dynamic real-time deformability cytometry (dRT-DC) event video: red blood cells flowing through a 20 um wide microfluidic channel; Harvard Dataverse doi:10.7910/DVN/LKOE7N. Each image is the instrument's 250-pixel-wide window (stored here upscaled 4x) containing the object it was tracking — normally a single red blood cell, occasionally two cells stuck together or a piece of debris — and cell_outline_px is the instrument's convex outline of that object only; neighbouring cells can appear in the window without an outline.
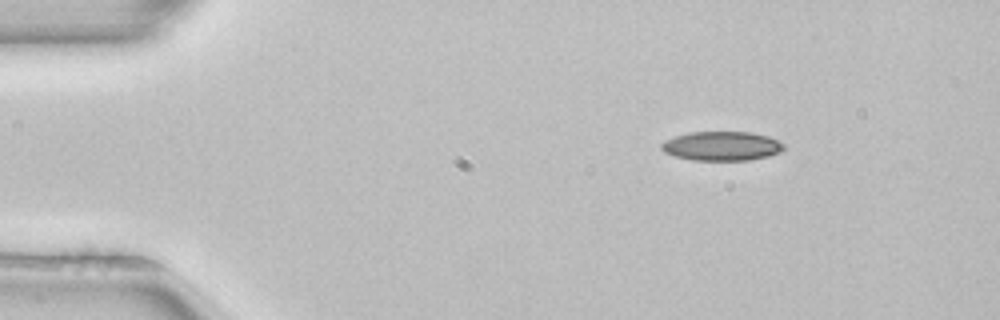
{"species": "common noctule bat (a hibernating species)", "species_latin": "Nyctalus noctula", "temperature_condition": "room temperature", "stored_images_in_passage": 45, "camera_frame_rate_fps": 3000, "um_per_image_px": 0.085, "animal": {"sex": "female", "body_mass_g": 22.7, "forearm_length_mm": 54.2}, "frame": {"image": 1, "passage_image": 1, "time_ms": 0.0, "image_size_px": [1000, 320], "cell_outline_px": [[784, 148], [780, 152], [768, 156], [748, 160], [692, 160], [676, 156], [664, 152], [660, 148], [660, 144], [664, 140], [688, 132], [752, 132], [768, 136], [784, 144]], "centroid_in_image_um": [61.33, 12.41], "position_along_channel_um": 23.7, "area_um2": 20.81}}
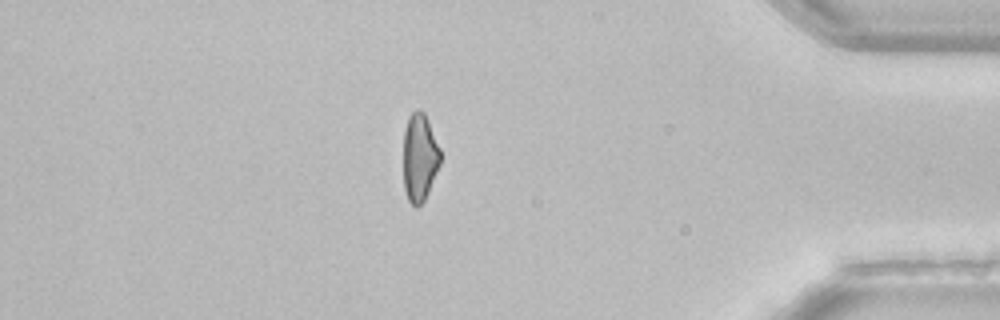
{"frame": {"image": 2, "passage_image": 38, "time_ms": 12.333, "image_size_px": [1000, 320], "cell_outline_px": [[440, 164], [428, 192], [424, 200], [416, 208], [408, 200], [404, 188], [404, 128], [408, 116], [416, 108], [424, 112], [428, 120], [440, 148]], "centroid_in_image_um": [35.66, 13.35], "position_along_channel_um": 399.5, "area_um2": 18.96}}
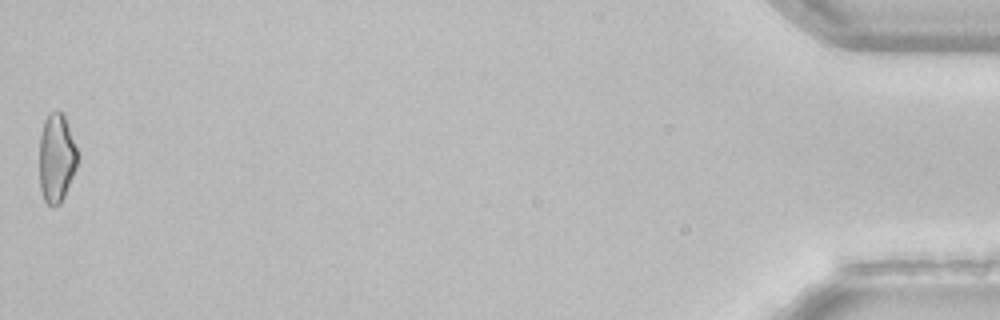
{"frame": {"image": 3, "passage_image": 45, "time_ms": 14.667, "image_size_px": [1000, 320], "cell_outline_px": [[76, 168], [64, 196], [60, 204], [48, 204], [44, 200], [40, 188], [40, 136], [44, 120], [48, 112], [64, 112], [76, 148]], "centroid_in_image_um": [4.78, 13.4], "position_along_channel_um": 430.4, "area_um2": 19.42}, "authors_computed_cell_mechanics": {"area_um2": 20.9814, "velocity_mm_per_s": 3.9828, "shape_relaxation_time_tau1_ms": null, "shape_relaxation_time_tau2_ms": 5.7608, "deformation_change_tau1": null, "deformation_change_tau2": 0.1351}}